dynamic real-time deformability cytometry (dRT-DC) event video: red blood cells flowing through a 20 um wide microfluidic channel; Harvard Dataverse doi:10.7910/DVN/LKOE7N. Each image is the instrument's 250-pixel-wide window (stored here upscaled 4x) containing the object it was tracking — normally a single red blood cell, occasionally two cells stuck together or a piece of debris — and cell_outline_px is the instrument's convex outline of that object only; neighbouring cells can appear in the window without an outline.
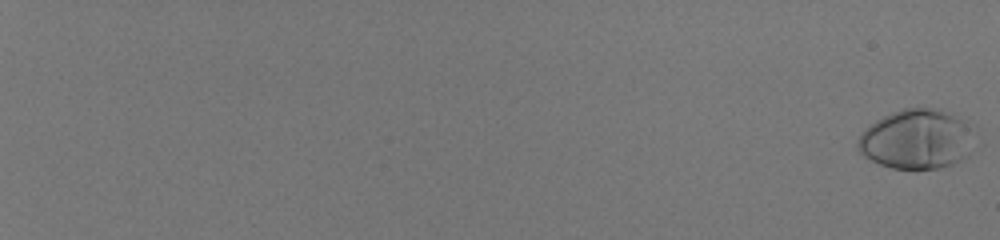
{"species": "human", "species_latin": "Homo sapiens", "temperature_condition": "room temperature", "stored_images_in_passage": 59, "camera_frame_rate_fps": 3000, "um_per_image_px": 0.085, "donor": {"sex": "male"}, "frame": {"image": 1, "passage_image": 1, "time_ms": 0.0, "image_size_px": [1000, 240], "cell_outline_px": [[984, 144], [980, 148], [964, 160], [940, 168], [892, 168], [880, 164], [864, 156], [856, 148], [856, 144], [860, 136], [876, 120], [884, 116], [904, 108], [936, 108], [948, 112], [968, 120]], "centroid_in_image_um": [78.14, 11.84], "position_along_channel_um": 6.9, "area_um2": 42.02}}
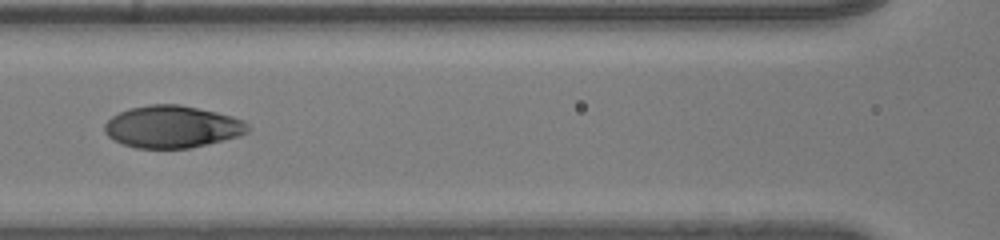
{"frame": {"image": 2, "passage_image": 35, "time_ms": 11.333, "image_size_px": [1000, 240], "cell_outline_px": [[252, 128], [248, 132], [240, 136], [192, 148], [136, 148], [124, 144], [108, 136], [104, 132], [104, 124], [112, 116], [128, 108], [148, 104], [180, 104], [216, 112], [232, 116], [244, 120]], "centroid_in_image_um": [14.67, 10.77], "position_along_channel_um": 151.9, "area_um2": 35.43}}
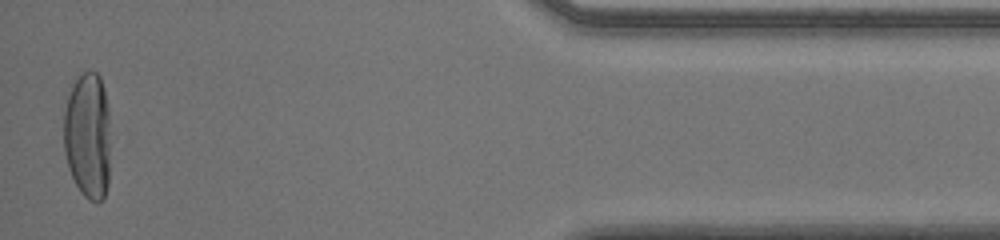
{"frame": {"image": 3, "passage_image": 59, "time_ms": 19.333, "image_size_px": [1000, 240], "cell_outline_px": [[108, 184], [104, 200], [96, 204], [88, 200], [80, 192], [68, 168], [64, 152], [64, 112], [68, 96], [72, 84], [80, 72], [88, 68], [96, 72], [100, 76], [108, 104]], "centroid_in_image_um": [7.44, 11.52], "position_along_channel_um": 427.8, "area_um2": 34.91}, "authors_computed_cell_mechanics": {"area_um2": 35.836, "velocity_mm_per_s": 4.0421, "shape_relaxation_time_tau1_ms": 4.1064, "shape_relaxation_time_tau2_ms": null, "deformation_change_tau1": 0.2366, "deformation_change_tau2": null}}